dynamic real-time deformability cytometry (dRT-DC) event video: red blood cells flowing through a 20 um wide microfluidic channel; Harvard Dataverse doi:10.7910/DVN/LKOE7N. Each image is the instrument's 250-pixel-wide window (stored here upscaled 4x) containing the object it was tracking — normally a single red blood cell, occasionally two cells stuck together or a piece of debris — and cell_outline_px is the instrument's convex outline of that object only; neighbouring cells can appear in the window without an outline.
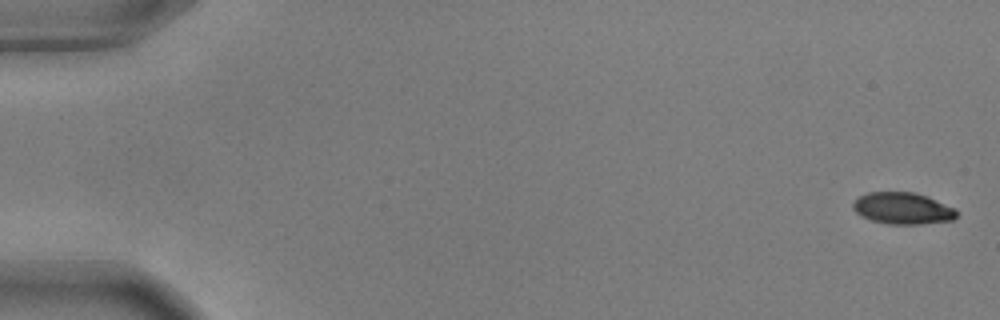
{"species": "common noctule bat (a hibernating species)", "species_latin": "Nyctalus noctula", "temperature_condition": "warm", "stored_images_in_passage": 23, "camera_frame_rate_fps": 3000, "um_per_image_px": 0.085, "animal": {"sex": "male", "body_mass_g": 17.9, "forearm_length_mm": 54.2}, "frame": {"image": 1, "passage_image": 1, "time_ms": 0.0, "image_size_px": [1000, 320], "cell_outline_px": [[956, 216], [952, 220], [920, 224], [888, 224], [872, 220], [860, 216], [852, 208], [852, 204], [860, 196], [868, 192], [916, 192], [928, 196], [956, 208]], "centroid_in_image_um": [76.73, 17.7], "position_along_channel_um": 8.3, "area_um2": 19.19}}
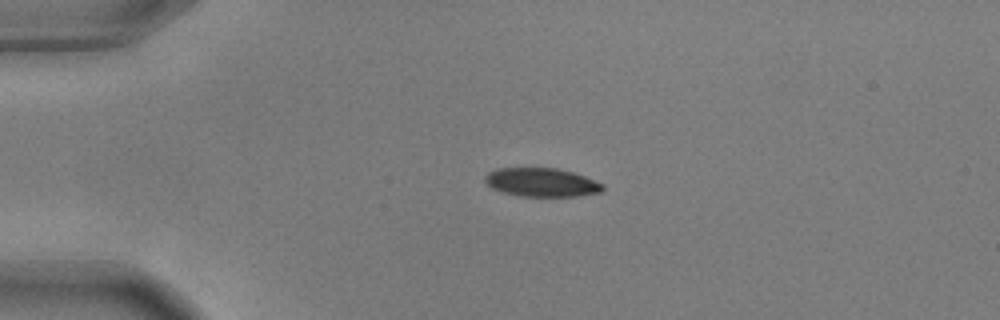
{"frame": {"image": 2, "passage_image": 13, "time_ms": 4.0, "image_size_px": [1000, 320], "cell_outline_px": [[604, 188], [600, 192], [576, 196], [520, 196], [504, 192], [492, 188], [484, 180], [484, 176], [488, 172], [496, 168], [556, 168], [572, 172], [584, 176], [604, 184]], "centroid_in_image_um": [46.02, 15.49], "position_along_channel_um": 39.0, "area_um2": 19.54}}
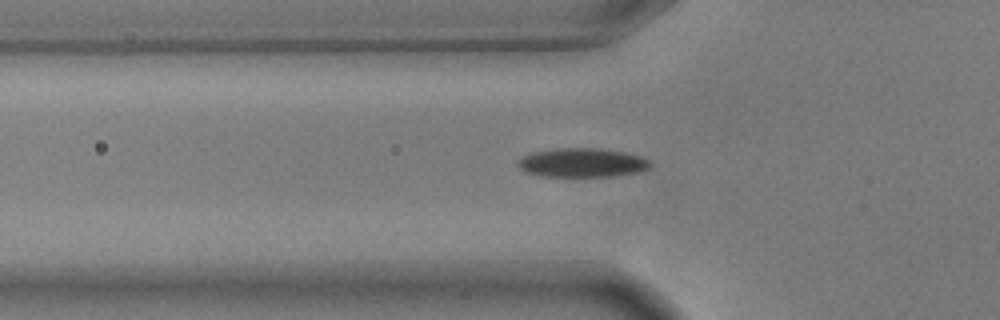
{"frame": {"image": 3, "passage_image": 19, "time_ms": 6.0, "image_size_px": [1000, 320], "cell_outline_px": [[648, 168], [636, 172], [612, 176], [544, 176], [524, 172], [516, 164], [524, 156], [532, 152], [556, 148], [600, 148], [624, 152], [640, 156], [648, 160]], "centroid_in_image_um": [49.43, 13.82], "position_along_channel_um": 76.4, "area_um2": 22.08}}